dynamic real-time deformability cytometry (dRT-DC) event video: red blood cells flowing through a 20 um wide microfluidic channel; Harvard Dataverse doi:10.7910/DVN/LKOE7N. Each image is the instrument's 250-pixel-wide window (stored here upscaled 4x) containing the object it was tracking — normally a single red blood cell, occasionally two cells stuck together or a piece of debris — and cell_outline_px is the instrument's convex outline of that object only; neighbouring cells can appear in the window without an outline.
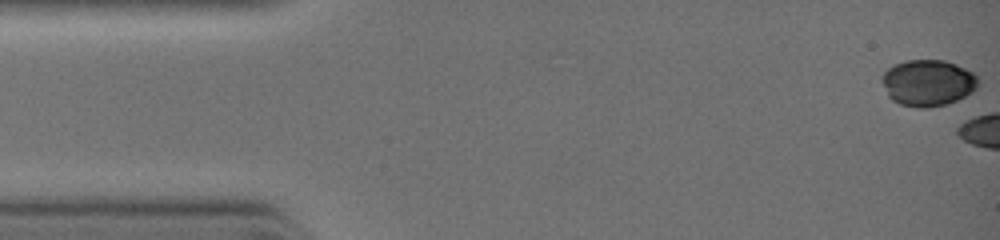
{"species": "common noctule bat (a hibernating species)", "species_latin": "Nyctalus noctula", "temperature_condition": "warm", "stored_images_in_passage": 4, "camera_frame_rate_fps": 3000, "um_per_image_px": 0.085, "animal": {"sex": "female", "body_mass_g": 19.0, "forearm_length_mm": 51.5}, "frame": {"image": 1, "passage_image": 1, "time_ms": 0.0, "image_size_px": [1000, 240], "cell_outline_px": [[976, 88], [972, 92], [948, 104], [928, 108], [916, 108], [900, 104], [892, 100], [888, 96], [880, 80], [884, 72], [892, 64], [904, 60], [944, 60], [956, 64], [972, 72], [976, 76]], "centroid_in_image_um": [78.81, 7.04], "position_along_channel_um": 6.2, "area_um2": 26.13}}